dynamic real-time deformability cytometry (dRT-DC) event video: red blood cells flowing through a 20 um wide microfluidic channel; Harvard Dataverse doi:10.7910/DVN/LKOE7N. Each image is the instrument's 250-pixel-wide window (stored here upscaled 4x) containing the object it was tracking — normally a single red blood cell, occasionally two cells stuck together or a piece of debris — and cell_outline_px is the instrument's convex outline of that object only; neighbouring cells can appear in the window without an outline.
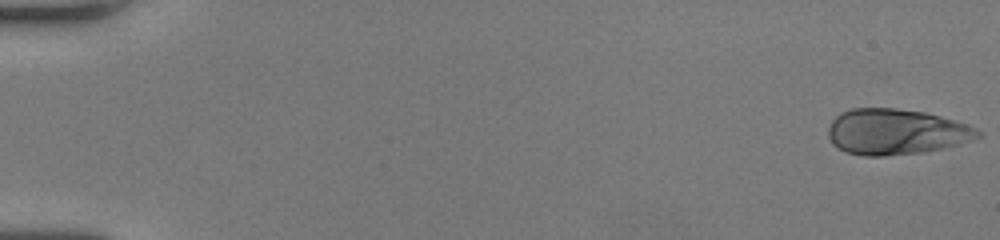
{"species": "human", "species_latin": "Homo sapiens", "temperature_condition": "room temperature", "stored_images_in_passage": 52, "camera_frame_rate_fps": 3000, "um_per_image_px": 0.085, "donor": {"sex": "female"}, "frame": {"image": 1, "passage_image": 1, "time_ms": 0.0, "image_size_px": [1000, 240], "cell_outline_px": [[984, 136], [944, 148], [924, 152], [884, 156], [864, 156], [844, 152], [836, 148], [832, 144], [828, 136], [828, 128], [832, 120], [840, 112], [852, 108], [896, 108], [924, 112], [940, 116], [968, 124], [984, 132]], "centroid_in_image_um": [76.15, 11.21], "position_along_channel_um": 8.8, "area_um2": 40.29}}
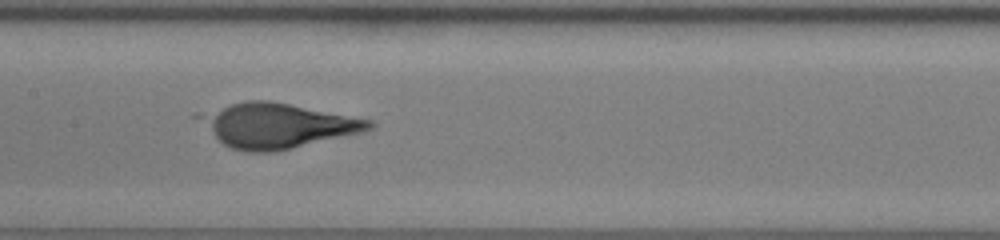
{"frame": {"image": 2, "passage_image": 27, "time_ms": 8.667, "image_size_px": [1000, 240], "cell_outline_px": [[376, 124], [372, 128], [360, 132], [292, 148], [272, 152], [248, 152], [228, 148], [192, 116], [196, 112], [248, 100], [268, 100], [372, 120]], "centroid_in_image_um": [23.45, 10.66], "position_along_channel_um": 183.9, "area_um2": 43.99}}
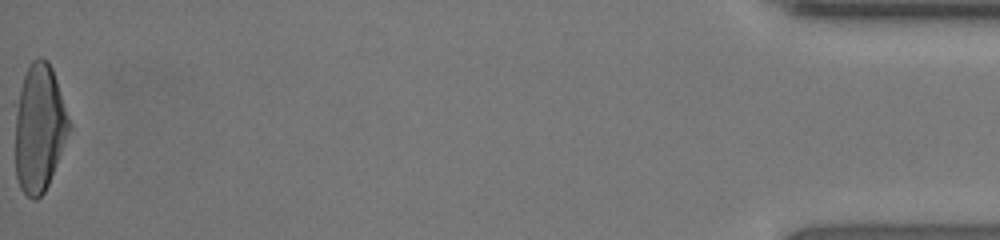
{"frame": {"image": 3, "passage_image": 52, "time_ms": 17.0, "image_size_px": [1000, 240], "cell_outline_px": [[72, 128], [48, 184], [44, 192], [36, 200], [32, 200], [20, 188], [16, 176], [16, 104], [20, 88], [24, 76], [32, 60], [40, 56], [48, 60], [52, 68], [72, 124]], "centroid_in_image_um": [3.37, 10.87], "position_along_channel_um": 431.8, "area_um2": 40.17}, "authors_computed_cell_mechanics": {"area_um2": 41.5871, "velocity_mm_per_s": 4.1034, "shape_relaxation_time_tau1_ms": 5.1785, "shape_relaxation_time_tau2_ms": null, "deformation_change_tau1": 0.2395, "deformation_change_tau2": null}}